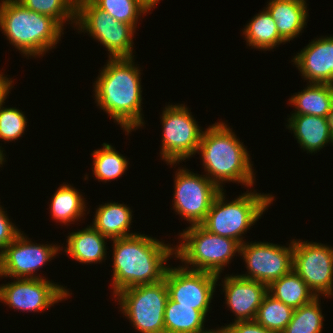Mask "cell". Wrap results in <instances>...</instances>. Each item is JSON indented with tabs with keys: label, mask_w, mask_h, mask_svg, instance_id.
Masks as SVG:
<instances>
[{
	"label": "cell",
	"mask_w": 333,
	"mask_h": 333,
	"mask_svg": "<svg viewBox=\"0 0 333 333\" xmlns=\"http://www.w3.org/2000/svg\"><path fill=\"white\" fill-rule=\"evenodd\" d=\"M132 58H109L95 81V100L128 133L144 126L140 69Z\"/></svg>",
	"instance_id": "1"
},
{
	"label": "cell",
	"mask_w": 333,
	"mask_h": 333,
	"mask_svg": "<svg viewBox=\"0 0 333 333\" xmlns=\"http://www.w3.org/2000/svg\"><path fill=\"white\" fill-rule=\"evenodd\" d=\"M144 235L136 233L112 240L114 294L132 286L155 284L164 279L168 268L166 261L175 254V248Z\"/></svg>",
	"instance_id": "2"
},
{
	"label": "cell",
	"mask_w": 333,
	"mask_h": 333,
	"mask_svg": "<svg viewBox=\"0 0 333 333\" xmlns=\"http://www.w3.org/2000/svg\"><path fill=\"white\" fill-rule=\"evenodd\" d=\"M244 147L225 123L217 122L206 128L197 149L202 156L206 177L220 189H223L221 183L225 181L251 187L255 180L253 164Z\"/></svg>",
	"instance_id": "3"
},
{
	"label": "cell",
	"mask_w": 333,
	"mask_h": 333,
	"mask_svg": "<svg viewBox=\"0 0 333 333\" xmlns=\"http://www.w3.org/2000/svg\"><path fill=\"white\" fill-rule=\"evenodd\" d=\"M0 29L24 56H39L60 40L63 27L53 18L29 10L17 0L0 3Z\"/></svg>",
	"instance_id": "4"
},
{
	"label": "cell",
	"mask_w": 333,
	"mask_h": 333,
	"mask_svg": "<svg viewBox=\"0 0 333 333\" xmlns=\"http://www.w3.org/2000/svg\"><path fill=\"white\" fill-rule=\"evenodd\" d=\"M221 190L215 197L204 221L200 224L210 233L244 243L242 234L260 219L263 212L273 202L272 195L255 192L244 193L230 203H225Z\"/></svg>",
	"instance_id": "5"
},
{
	"label": "cell",
	"mask_w": 333,
	"mask_h": 333,
	"mask_svg": "<svg viewBox=\"0 0 333 333\" xmlns=\"http://www.w3.org/2000/svg\"><path fill=\"white\" fill-rule=\"evenodd\" d=\"M179 235L183 242L175 248V257L188 264L184 268L189 270L220 275L234 253L240 252L237 241L210 233L201 225H190Z\"/></svg>",
	"instance_id": "6"
},
{
	"label": "cell",
	"mask_w": 333,
	"mask_h": 333,
	"mask_svg": "<svg viewBox=\"0 0 333 333\" xmlns=\"http://www.w3.org/2000/svg\"><path fill=\"white\" fill-rule=\"evenodd\" d=\"M119 301L123 315L141 333H165L164 312L168 300L166 281L137 285L119 291L114 297Z\"/></svg>",
	"instance_id": "7"
},
{
	"label": "cell",
	"mask_w": 333,
	"mask_h": 333,
	"mask_svg": "<svg viewBox=\"0 0 333 333\" xmlns=\"http://www.w3.org/2000/svg\"><path fill=\"white\" fill-rule=\"evenodd\" d=\"M75 24L80 31L89 32L108 50L109 58H132L135 29L115 20L91 0H77ZM81 28V29H80Z\"/></svg>",
	"instance_id": "8"
},
{
	"label": "cell",
	"mask_w": 333,
	"mask_h": 333,
	"mask_svg": "<svg viewBox=\"0 0 333 333\" xmlns=\"http://www.w3.org/2000/svg\"><path fill=\"white\" fill-rule=\"evenodd\" d=\"M161 120L162 159L174 165L197 153L203 131L184 104L165 107Z\"/></svg>",
	"instance_id": "9"
},
{
	"label": "cell",
	"mask_w": 333,
	"mask_h": 333,
	"mask_svg": "<svg viewBox=\"0 0 333 333\" xmlns=\"http://www.w3.org/2000/svg\"><path fill=\"white\" fill-rule=\"evenodd\" d=\"M178 170L174 181V209L191 226L200 225L222 189L205 175L199 176L185 168Z\"/></svg>",
	"instance_id": "10"
},
{
	"label": "cell",
	"mask_w": 333,
	"mask_h": 333,
	"mask_svg": "<svg viewBox=\"0 0 333 333\" xmlns=\"http://www.w3.org/2000/svg\"><path fill=\"white\" fill-rule=\"evenodd\" d=\"M293 270L316 296L333 295V247L293 241ZM318 293V294H317Z\"/></svg>",
	"instance_id": "11"
},
{
	"label": "cell",
	"mask_w": 333,
	"mask_h": 333,
	"mask_svg": "<svg viewBox=\"0 0 333 333\" xmlns=\"http://www.w3.org/2000/svg\"><path fill=\"white\" fill-rule=\"evenodd\" d=\"M290 245L285 247L268 242H244L240 245L239 253L249 272L238 276L269 286L293 270V240Z\"/></svg>",
	"instance_id": "12"
},
{
	"label": "cell",
	"mask_w": 333,
	"mask_h": 333,
	"mask_svg": "<svg viewBox=\"0 0 333 333\" xmlns=\"http://www.w3.org/2000/svg\"><path fill=\"white\" fill-rule=\"evenodd\" d=\"M219 277L214 273L189 270L182 266L169 267L164 276L168 298L179 305L194 306V309L207 315Z\"/></svg>",
	"instance_id": "13"
},
{
	"label": "cell",
	"mask_w": 333,
	"mask_h": 333,
	"mask_svg": "<svg viewBox=\"0 0 333 333\" xmlns=\"http://www.w3.org/2000/svg\"><path fill=\"white\" fill-rule=\"evenodd\" d=\"M69 295L65 287L43 278H17L16 281L0 286L1 302L16 310L27 312L48 309Z\"/></svg>",
	"instance_id": "14"
},
{
	"label": "cell",
	"mask_w": 333,
	"mask_h": 333,
	"mask_svg": "<svg viewBox=\"0 0 333 333\" xmlns=\"http://www.w3.org/2000/svg\"><path fill=\"white\" fill-rule=\"evenodd\" d=\"M27 239L20 232L1 253V277L41 279L34 272L60 251V246L34 244Z\"/></svg>",
	"instance_id": "15"
},
{
	"label": "cell",
	"mask_w": 333,
	"mask_h": 333,
	"mask_svg": "<svg viewBox=\"0 0 333 333\" xmlns=\"http://www.w3.org/2000/svg\"><path fill=\"white\" fill-rule=\"evenodd\" d=\"M223 284L226 304L236 316L234 322L255 320L268 286L238 275L225 277Z\"/></svg>",
	"instance_id": "16"
},
{
	"label": "cell",
	"mask_w": 333,
	"mask_h": 333,
	"mask_svg": "<svg viewBox=\"0 0 333 333\" xmlns=\"http://www.w3.org/2000/svg\"><path fill=\"white\" fill-rule=\"evenodd\" d=\"M293 62L309 83L333 85V36L315 39Z\"/></svg>",
	"instance_id": "17"
},
{
	"label": "cell",
	"mask_w": 333,
	"mask_h": 333,
	"mask_svg": "<svg viewBox=\"0 0 333 333\" xmlns=\"http://www.w3.org/2000/svg\"><path fill=\"white\" fill-rule=\"evenodd\" d=\"M287 128L293 130L301 148L307 152H317L327 143H333V135L327 117L314 115H291Z\"/></svg>",
	"instance_id": "18"
},
{
	"label": "cell",
	"mask_w": 333,
	"mask_h": 333,
	"mask_svg": "<svg viewBox=\"0 0 333 333\" xmlns=\"http://www.w3.org/2000/svg\"><path fill=\"white\" fill-rule=\"evenodd\" d=\"M266 10L276 22L285 43L302 32L308 19L306 0H270Z\"/></svg>",
	"instance_id": "19"
},
{
	"label": "cell",
	"mask_w": 333,
	"mask_h": 333,
	"mask_svg": "<svg viewBox=\"0 0 333 333\" xmlns=\"http://www.w3.org/2000/svg\"><path fill=\"white\" fill-rule=\"evenodd\" d=\"M107 237L93 226L72 232L67 238L65 253L80 263H100L106 257ZM105 256V257H104Z\"/></svg>",
	"instance_id": "20"
},
{
	"label": "cell",
	"mask_w": 333,
	"mask_h": 333,
	"mask_svg": "<svg viewBox=\"0 0 333 333\" xmlns=\"http://www.w3.org/2000/svg\"><path fill=\"white\" fill-rule=\"evenodd\" d=\"M93 219V227L108 239H118L135 235L130 233L132 210L124 204L105 203L98 207Z\"/></svg>",
	"instance_id": "21"
},
{
	"label": "cell",
	"mask_w": 333,
	"mask_h": 333,
	"mask_svg": "<svg viewBox=\"0 0 333 333\" xmlns=\"http://www.w3.org/2000/svg\"><path fill=\"white\" fill-rule=\"evenodd\" d=\"M289 100L297 109L292 115L327 117L333 107V85L310 83Z\"/></svg>",
	"instance_id": "22"
},
{
	"label": "cell",
	"mask_w": 333,
	"mask_h": 333,
	"mask_svg": "<svg viewBox=\"0 0 333 333\" xmlns=\"http://www.w3.org/2000/svg\"><path fill=\"white\" fill-rule=\"evenodd\" d=\"M268 293L293 309L317 297L294 270L273 281L268 286Z\"/></svg>",
	"instance_id": "23"
},
{
	"label": "cell",
	"mask_w": 333,
	"mask_h": 333,
	"mask_svg": "<svg viewBox=\"0 0 333 333\" xmlns=\"http://www.w3.org/2000/svg\"><path fill=\"white\" fill-rule=\"evenodd\" d=\"M206 315L194 306L179 305L168 298L165 312V333H200L204 331Z\"/></svg>",
	"instance_id": "24"
},
{
	"label": "cell",
	"mask_w": 333,
	"mask_h": 333,
	"mask_svg": "<svg viewBox=\"0 0 333 333\" xmlns=\"http://www.w3.org/2000/svg\"><path fill=\"white\" fill-rule=\"evenodd\" d=\"M243 31L247 45L256 49L269 50L285 42L280 37L276 22L265 9L254 16Z\"/></svg>",
	"instance_id": "25"
},
{
	"label": "cell",
	"mask_w": 333,
	"mask_h": 333,
	"mask_svg": "<svg viewBox=\"0 0 333 333\" xmlns=\"http://www.w3.org/2000/svg\"><path fill=\"white\" fill-rule=\"evenodd\" d=\"M73 186L61 185L51 199V215L57 222L67 224L83 217L86 204L82 194ZM81 194V195H80Z\"/></svg>",
	"instance_id": "26"
},
{
	"label": "cell",
	"mask_w": 333,
	"mask_h": 333,
	"mask_svg": "<svg viewBox=\"0 0 333 333\" xmlns=\"http://www.w3.org/2000/svg\"><path fill=\"white\" fill-rule=\"evenodd\" d=\"M93 173L99 181H110L124 174L127 159L119 154L112 145L103 143V148L94 150Z\"/></svg>",
	"instance_id": "27"
},
{
	"label": "cell",
	"mask_w": 333,
	"mask_h": 333,
	"mask_svg": "<svg viewBox=\"0 0 333 333\" xmlns=\"http://www.w3.org/2000/svg\"><path fill=\"white\" fill-rule=\"evenodd\" d=\"M294 309L267 293L258 308L255 321L261 326L282 333L291 321Z\"/></svg>",
	"instance_id": "28"
},
{
	"label": "cell",
	"mask_w": 333,
	"mask_h": 333,
	"mask_svg": "<svg viewBox=\"0 0 333 333\" xmlns=\"http://www.w3.org/2000/svg\"><path fill=\"white\" fill-rule=\"evenodd\" d=\"M319 296L294 309L291 321L282 333H321L324 317L320 310Z\"/></svg>",
	"instance_id": "29"
},
{
	"label": "cell",
	"mask_w": 333,
	"mask_h": 333,
	"mask_svg": "<svg viewBox=\"0 0 333 333\" xmlns=\"http://www.w3.org/2000/svg\"><path fill=\"white\" fill-rule=\"evenodd\" d=\"M115 20L130 24L136 30L138 17L151 9L143 0H91Z\"/></svg>",
	"instance_id": "30"
},
{
	"label": "cell",
	"mask_w": 333,
	"mask_h": 333,
	"mask_svg": "<svg viewBox=\"0 0 333 333\" xmlns=\"http://www.w3.org/2000/svg\"><path fill=\"white\" fill-rule=\"evenodd\" d=\"M29 10L55 19L62 27L64 21L75 23L77 0H17ZM73 20V21H72Z\"/></svg>",
	"instance_id": "31"
},
{
	"label": "cell",
	"mask_w": 333,
	"mask_h": 333,
	"mask_svg": "<svg viewBox=\"0 0 333 333\" xmlns=\"http://www.w3.org/2000/svg\"><path fill=\"white\" fill-rule=\"evenodd\" d=\"M0 103V139L14 141L25 131L27 120L22 111L15 108H4Z\"/></svg>",
	"instance_id": "32"
},
{
	"label": "cell",
	"mask_w": 333,
	"mask_h": 333,
	"mask_svg": "<svg viewBox=\"0 0 333 333\" xmlns=\"http://www.w3.org/2000/svg\"><path fill=\"white\" fill-rule=\"evenodd\" d=\"M3 209L4 208L0 206V253H2L6 246L20 233V230L10 222Z\"/></svg>",
	"instance_id": "33"
},
{
	"label": "cell",
	"mask_w": 333,
	"mask_h": 333,
	"mask_svg": "<svg viewBox=\"0 0 333 333\" xmlns=\"http://www.w3.org/2000/svg\"><path fill=\"white\" fill-rule=\"evenodd\" d=\"M229 333H275L257 323L255 320L236 321L226 325Z\"/></svg>",
	"instance_id": "34"
},
{
	"label": "cell",
	"mask_w": 333,
	"mask_h": 333,
	"mask_svg": "<svg viewBox=\"0 0 333 333\" xmlns=\"http://www.w3.org/2000/svg\"><path fill=\"white\" fill-rule=\"evenodd\" d=\"M12 80L0 74V103L5 101L9 90L12 89Z\"/></svg>",
	"instance_id": "35"
},
{
	"label": "cell",
	"mask_w": 333,
	"mask_h": 333,
	"mask_svg": "<svg viewBox=\"0 0 333 333\" xmlns=\"http://www.w3.org/2000/svg\"><path fill=\"white\" fill-rule=\"evenodd\" d=\"M200 333H229V331L226 328V326L225 327L223 326V328L216 329V331L211 329V330H205V331L200 332Z\"/></svg>",
	"instance_id": "36"
},
{
	"label": "cell",
	"mask_w": 333,
	"mask_h": 333,
	"mask_svg": "<svg viewBox=\"0 0 333 333\" xmlns=\"http://www.w3.org/2000/svg\"><path fill=\"white\" fill-rule=\"evenodd\" d=\"M327 122L330 125L333 135V107L331 108V111L327 114Z\"/></svg>",
	"instance_id": "37"
},
{
	"label": "cell",
	"mask_w": 333,
	"mask_h": 333,
	"mask_svg": "<svg viewBox=\"0 0 333 333\" xmlns=\"http://www.w3.org/2000/svg\"><path fill=\"white\" fill-rule=\"evenodd\" d=\"M150 9L154 8V6H156V4L159 2V0H143Z\"/></svg>",
	"instance_id": "38"
},
{
	"label": "cell",
	"mask_w": 333,
	"mask_h": 333,
	"mask_svg": "<svg viewBox=\"0 0 333 333\" xmlns=\"http://www.w3.org/2000/svg\"><path fill=\"white\" fill-rule=\"evenodd\" d=\"M4 159H5V156L3 154V150H1V146H0V165L3 164Z\"/></svg>",
	"instance_id": "39"
},
{
	"label": "cell",
	"mask_w": 333,
	"mask_h": 333,
	"mask_svg": "<svg viewBox=\"0 0 333 333\" xmlns=\"http://www.w3.org/2000/svg\"><path fill=\"white\" fill-rule=\"evenodd\" d=\"M0 276H1V253H0Z\"/></svg>",
	"instance_id": "40"
}]
</instances>
